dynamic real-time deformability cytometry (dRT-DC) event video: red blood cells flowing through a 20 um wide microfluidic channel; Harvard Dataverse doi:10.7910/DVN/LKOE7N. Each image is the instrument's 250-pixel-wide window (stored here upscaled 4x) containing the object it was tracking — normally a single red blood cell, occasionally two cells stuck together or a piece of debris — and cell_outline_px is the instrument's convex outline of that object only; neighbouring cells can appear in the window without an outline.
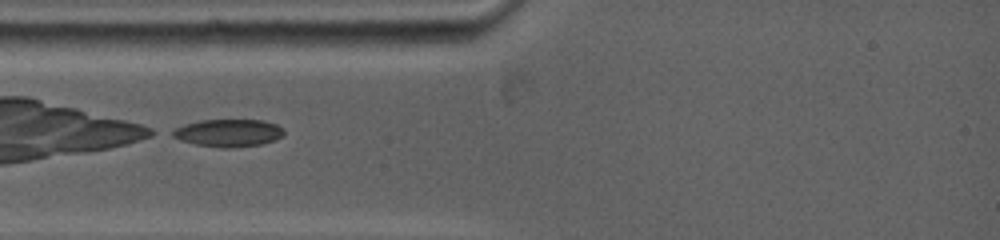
{"species": "common noctule bat (a hibernating species)", "species_latin": "Nyctalus noctula", "temperature_condition": "warm", "stored_images_in_passage": 8, "camera_frame_rate_fps": 5000, "um_per_image_px": 0.085, "animal": {"sex": "female", "body_mass_g": 19.0, "forearm_length_mm": 53.3}, "frame": {"image": 1, "passage_image": 1, "time_ms": 0.0, "image_size_px": [1000, 240], "cell_outline_px": [[284, 136], [260, 144], [196, 144], [180, 140], [172, 136], [168, 132], [184, 124], [200, 120], [264, 120], [276, 124], [284, 128]], "centroid_in_image_um": [19.4, 11.22], "position_along_channel_um": 65.6, "area_um2": 16.88}}
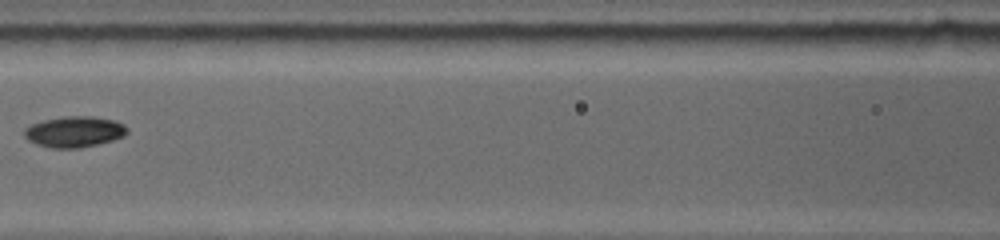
{"frame": {"image": 2, "passage_image": 4, "time_ms": 2.4, "image_size_px": [1000, 240], "cell_outline_px": [[128, 132], [124, 136], [112, 140], [80, 148], [52, 148], [36, 144], [28, 140], [24, 136], [24, 128], [32, 124], [44, 120], [68, 116], [92, 116], [116, 120], [124, 124], [128, 128]], "centroid_in_image_um": [6.34, 11.19], "position_along_channel_um": 160.3, "area_um2": 18.55}}
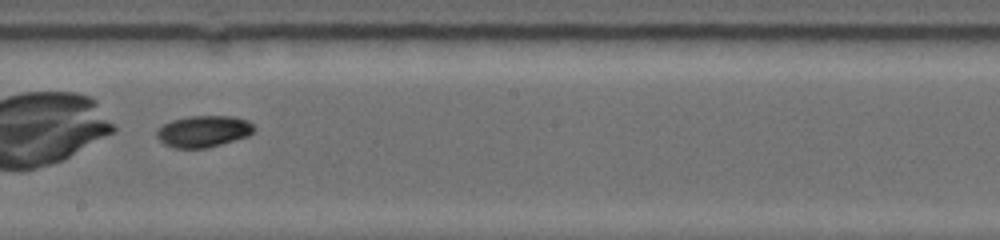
{"frame": {"image": 3, "passage_image": 7, "time_ms": 4.2, "image_size_px": [1000, 240], "cell_outline_px": [[256, 128], [248, 136], [220, 144], [204, 148], [176, 148], [164, 144], [156, 136], [156, 132], [164, 124], [172, 120], [188, 116], [236, 116], [248, 120]], "centroid_in_image_um": [17.31, 11.15], "position_along_channel_um": 230.9, "area_um2": 17.8}}